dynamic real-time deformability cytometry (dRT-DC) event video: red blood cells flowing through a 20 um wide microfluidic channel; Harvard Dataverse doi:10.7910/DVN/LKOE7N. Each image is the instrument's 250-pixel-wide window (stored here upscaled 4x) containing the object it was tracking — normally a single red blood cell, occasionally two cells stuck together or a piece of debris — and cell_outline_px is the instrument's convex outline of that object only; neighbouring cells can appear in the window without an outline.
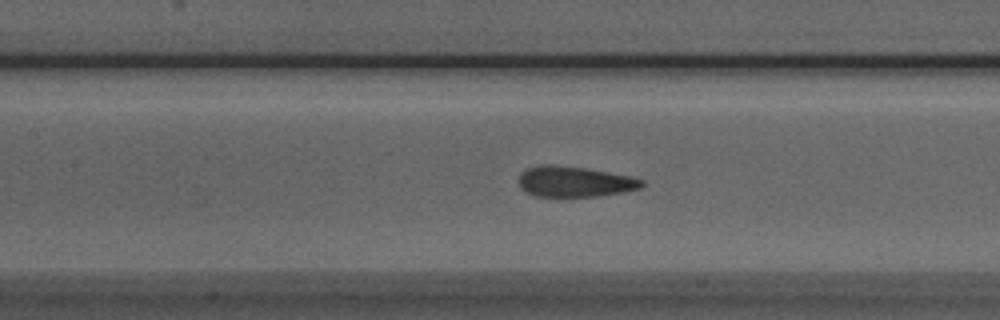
{"species": "Egyptian fruit bat (a non-hibernating species)", "species_latin": "Rousettus aegyptiacus", "temperature_condition": "room temperature", "stored_images_in_passage": 30, "camera_frame_rate_fps": 3000, "um_per_image_px": 0.085, "animal": {"sex": "male"}, "frame": {"image": 1, "passage_image": 8, "time_ms": 2.333, "image_size_px": [1000, 320], "cell_outline_px": [[644, 184], [640, 188], [624, 192], [596, 196], [536, 196], [520, 188], [520, 172], [528, 168], [540, 164], [552, 164], [584, 168], [632, 176], [644, 180]], "centroid_in_image_um": [48.85, 15.43], "position_along_channel_um": 158.5, "area_um2": 21.85}}
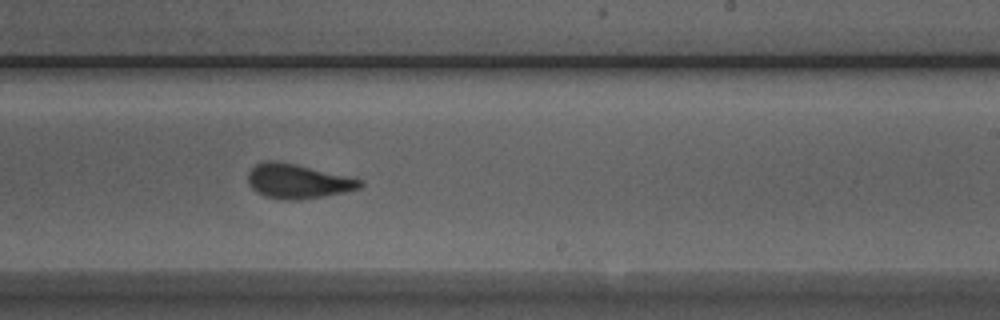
{"frame": {"image": 2, "passage_image": 16, "time_ms": 5.0, "image_size_px": [1000, 320], "cell_outline_px": [[364, 184], [360, 188], [344, 192], [300, 200], [284, 200], [264, 196], [256, 192], [248, 184], [248, 172], [256, 164], [264, 160], [276, 160], [296, 164], [364, 180]], "centroid_in_image_um": [25.29, 15.4], "position_along_channel_um": 263.7, "area_um2": 22.6}}
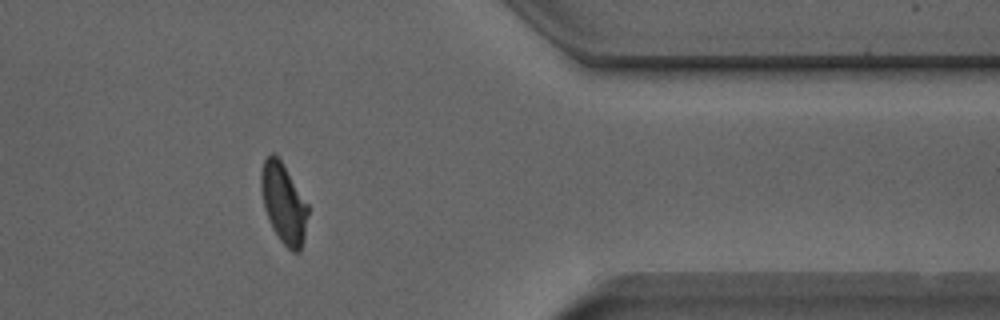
{"frame": {"image": 3, "passage_image": 27, "time_ms": 8.667, "image_size_px": [1000, 320], "cell_outline_px": [[308, 212], [304, 240], [300, 252], [292, 252], [280, 240], [272, 228], [268, 220], [264, 208], [260, 188], [260, 172], [264, 160], [272, 152], [280, 160], [308, 204]], "centroid_in_image_um": [24.09, 17.31], "position_along_channel_um": 387.3, "area_um2": 21.79}, "authors_computed_cell_mechanics": {"area_um2": 22.5709, "velocity_mm_per_s": 3.9525, "shape_relaxation_time_tau1_ms": 3.8489, "shape_relaxation_time_tau2_ms": 1.18, "deformation_change_tau1": 0.1603, "deformation_change_tau2": 0.0691}}